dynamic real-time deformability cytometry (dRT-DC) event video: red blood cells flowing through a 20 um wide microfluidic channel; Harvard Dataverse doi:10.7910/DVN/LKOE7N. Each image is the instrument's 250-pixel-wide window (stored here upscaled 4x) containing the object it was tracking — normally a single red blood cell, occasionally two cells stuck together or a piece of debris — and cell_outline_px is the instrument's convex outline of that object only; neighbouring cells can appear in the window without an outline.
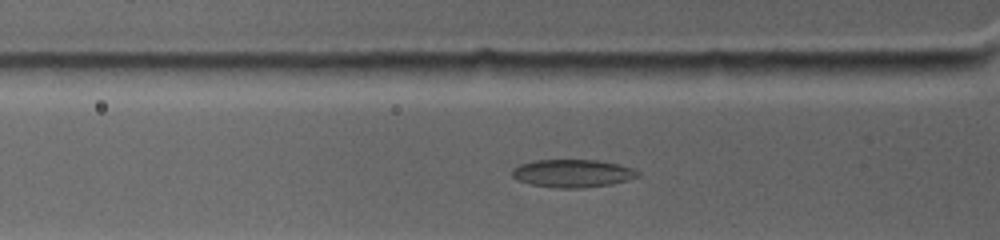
{"species": "common noctule bat (a hibernating species)", "species_latin": "Nyctalus noctula", "temperature_condition": "warm", "stored_images_in_passage": 38, "camera_frame_rate_fps": 4500, "um_per_image_px": 0.085, "animal": {"sex": "female", "body_mass_g": 19.0, "forearm_length_mm": 53.3}, "frame": {"image": 1, "passage_image": 3, "time_ms": 0.667, "image_size_px": [1000, 240], "cell_outline_px": [[640, 176], [628, 180], [612, 184], [584, 188], [556, 188], [532, 184], [516, 180], [512, 176], [512, 168], [520, 164], [536, 160], [596, 160], [616, 164], [632, 168], [640, 172]], "centroid_in_image_um": [48.66, 14.74], "position_along_channel_um": 77.1, "area_um2": 20.46}}
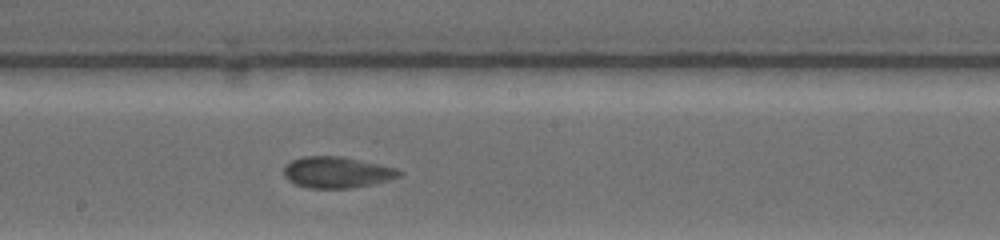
{"frame": {"image": 2, "passage_image": 15, "time_ms": 4.444, "image_size_px": [1000, 240], "cell_outline_px": [[404, 172], [400, 176], [388, 180], [372, 184], [352, 188], [308, 188], [292, 184], [284, 176], [284, 168], [292, 160], [308, 156], [336, 156], [396, 168]], "centroid_in_image_um": [28.61, 14.67], "position_along_channel_um": 219.6, "area_um2": 20.69}}
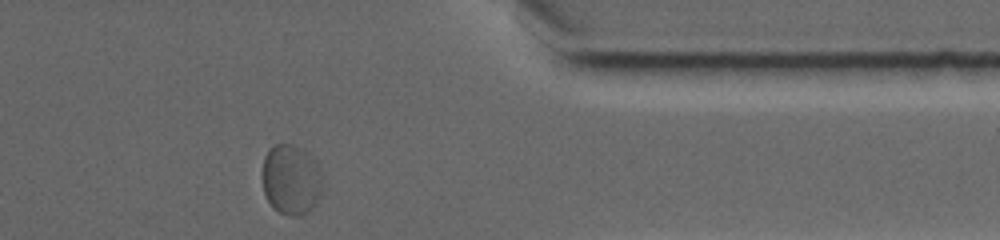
{"frame": {"image": 3, "passage_image": 30, "time_ms": 9.333, "image_size_px": [1000, 240], "cell_outline_px": [[320, 192], [316, 204], [308, 212], [300, 216], [288, 216], [272, 208], [264, 192], [260, 176], [264, 156], [268, 148], [276, 144], [292, 144], [300, 148], [312, 156], [316, 160], [320, 168]], "centroid_in_image_um": [24.69, 15.26], "position_along_channel_um": 386.7, "area_um2": 25.03}}